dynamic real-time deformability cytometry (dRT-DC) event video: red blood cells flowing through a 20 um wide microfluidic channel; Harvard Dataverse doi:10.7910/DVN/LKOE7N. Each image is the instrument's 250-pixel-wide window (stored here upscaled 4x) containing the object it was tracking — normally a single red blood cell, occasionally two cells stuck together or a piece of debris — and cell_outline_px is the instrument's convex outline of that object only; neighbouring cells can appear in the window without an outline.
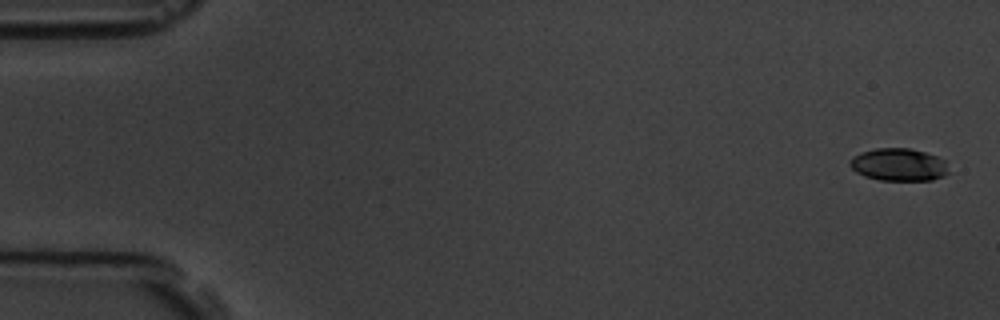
{"species": "common noctule bat (a hibernating species)", "species_latin": "Nyctalus noctula", "temperature_condition": "room temperature", "stored_images_in_passage": 7, "camera_frame_rate_fps": 3000, "um_per_image_px": 0.085, "animal": {"sex": "male", "body_mass_g": 19.5, "forearm_length_mm": 54.6}, "frame": {"image": 1, "passage_image": 1, "time_ms": 0.0, "image_size_px": [1000, 320], "cell_outline_px": [[948, 172], [944, 176], [932, 180], [880, 180], [864, 176], [856, 172], [848, 164], [852, 156], [860, 152], [876, 148], [908, 148], [924, 152], [936, 156], [944, 160]], "centroid_in_image_um": [76.35, 13.99], "position_along_channel_um": 8.7, "area_um2": 18.73}}
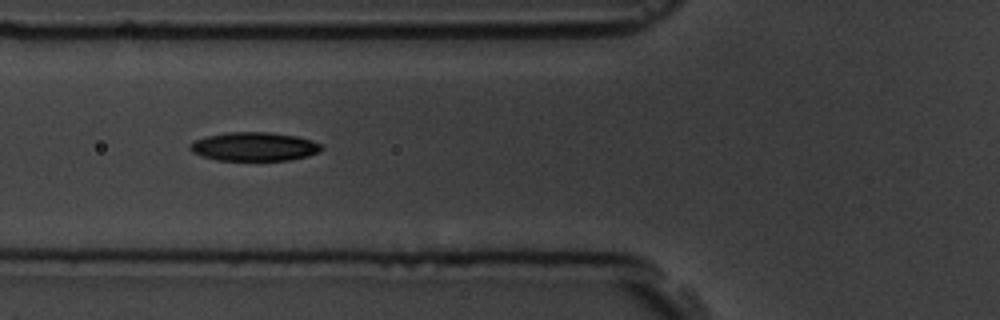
{"frame": {"image": 2, "passage_image": 6, "time_ms": 6.667, "image_size_px": [1000, 320], "cell_outline_px": [[324, 148], [320, 152], [308, 156], [288, 160], [216, 160], [200, 156], [192, 152], [188, 148], [188, 144], [196, 140], [208, 136], [228, 132], [268, 132], [296, 136], [312, 140], [320, 144]], "centroid_in_image_um": [21.6, 12.46], "position_along_channel_um": 104.2, "area_um2": 22.08}}
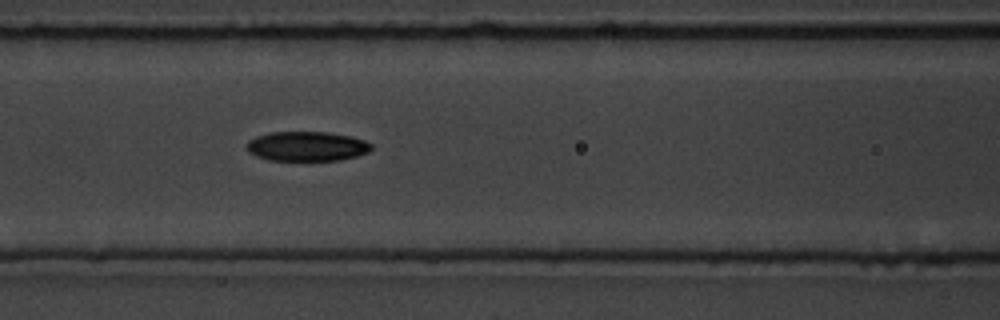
{"frame": {"image": 3, "passage_image": 7, "time_ms": 7.667, "image_size_px": [1000, 320], "cell_outline_px": [[372, 148], [368, 152], [356, 156], [340, 160], [268, 160], [256, 156], [248, 152], [248, 140], [256, 136], [268, 132], [324, 132], [352, 136], [364, 140], [372, 144]], "centroid_in_image_um": [26.08, 12.43], "position_along_channel_um": 140.5, "area_um2": 21.5}}